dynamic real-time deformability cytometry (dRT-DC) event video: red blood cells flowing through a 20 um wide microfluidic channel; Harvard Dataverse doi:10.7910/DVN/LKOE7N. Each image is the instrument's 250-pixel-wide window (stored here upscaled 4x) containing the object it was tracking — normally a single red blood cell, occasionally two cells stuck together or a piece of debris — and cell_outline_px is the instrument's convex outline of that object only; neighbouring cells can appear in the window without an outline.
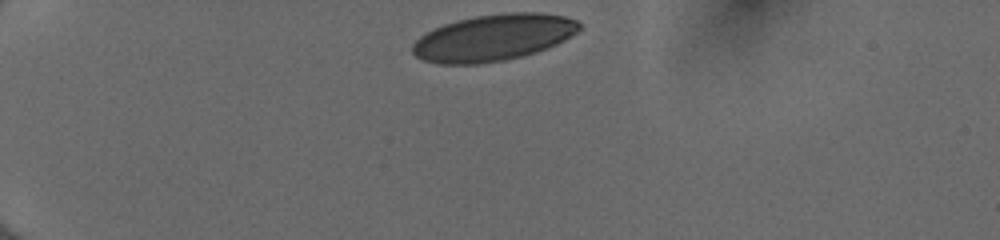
{"species": "human", "species_latin": "Homo sapiens", "temperature_condition": "cold", "stored_images_in_passage": 34, "camera_frame_rate_fps": 3000, "um_per_image_px": 0.085, "donor": {"sex": "female"}, "frame": {"image": 1, "passage_image": 1, "time_ms": 0.0, "image_size_px": [1000, 240], "cell_outline_px": [[580, 28], [576, 32], [564, 40], [556, 44], [536, 52], [504, 60], [480, 64], [436, 64], [420, 60], [412, 52], [412, 44], [424, 32], [444, 24], [456, 20], [476, 16], [508, 12], [540, 12], [564, 16], [576, 20], [580, 24]], "centroid_in_image_um": [41.89, 3.2], "position_along_channel_um": 43.1, "area_um2": 45.32}}
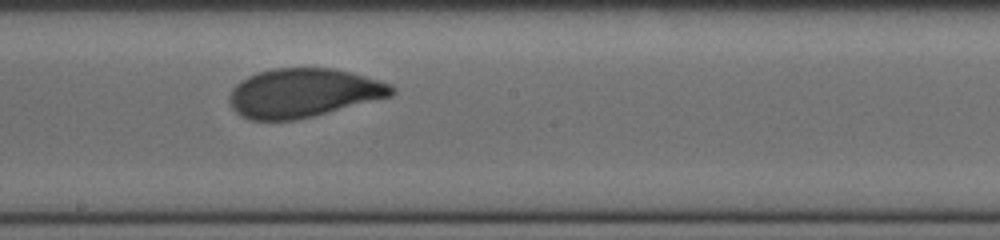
{"frame": {"image": 2, "passage_image": 19, "time_ms": 6.0, "image_size_px": [1000, 240], "cell_outline_px": [[396, 92], [392, 96], [312, 116], [292, 120], [252, 120], [240, 116], [232, 108], [228, 100], [228, 96], [232, 88], [240, 80], [256, 72], [272, 68], [332, 68], [352, 72], [392, 84], [396, 88]], "centroid_in_image_um": [25.76, 7.89], "position_along_channel_um": 222.4, "area_um2": 46.41}}
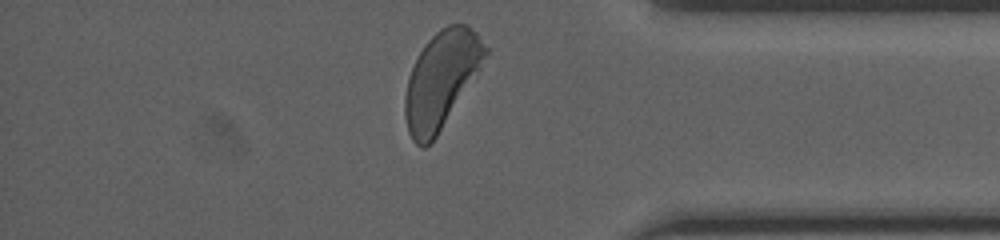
{"frame": {"image": 3, "passage_image": 33, "time_ms": 10.667, "image_size_px": [1000, 240], "cell_outline_px": [[488, 52], [480, 68], [436, 136], [424, 148], [416, 144], [412, 140], [408, 132], [404, 116], [404, 100], [408, 76], [424, 44], [440, 28], [448, 24], [468, 24], [476, 32], [488, 48]], "centroid_in_image_um": [37.48, 6.74], "position_along_channel_um": 397.7, "area_um2": 44.56}, "authors_computed_cell_mechanics": {"area_um2": 46.2978, "velocity_mm_per_s": 4.0103, "shape_relaxation_time_tau1_ms": 3.8419, "shape_relaxation_time_tau2_ms": 0.7161, "deformation_change_tau1": 0.1572, "deformation_change_tau2": 0.0635}}